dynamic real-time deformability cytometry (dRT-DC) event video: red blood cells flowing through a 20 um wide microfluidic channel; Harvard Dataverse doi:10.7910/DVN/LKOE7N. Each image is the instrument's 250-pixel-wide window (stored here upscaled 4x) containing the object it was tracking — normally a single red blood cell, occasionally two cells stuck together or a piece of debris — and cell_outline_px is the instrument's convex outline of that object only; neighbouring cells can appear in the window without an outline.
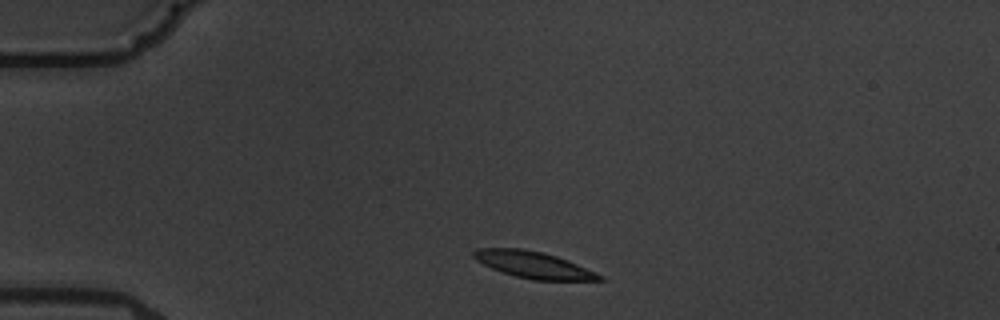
{"species": "common noctule bat (a hibernating species)", "species_latin": "Nyctalus noctula", "temperature_condition": "warm", "stored_images_in_passage": 6, "camera_frame_rate_fps": 3000, "um_per_image_px": 0.085, "animal": {"sex": "male", "body_mass_g": 19.5, "forearm_length_mm": 54.6}, "frame": {"image": 1, "passage_image": 1, "time_ms": 0.0, "image_size_px": [1000, 320], "cell_outline_px": [[608, 280], [532, 280], [516, 276], [492, 268], [476, 260], [472, 256], [472, 252], [476, 248], [520, 248], [544, 252], [568, 260], [596, 272], [604, 276]], "centroid_in_image_um": [45.37, 22.5], "position_along_channel_um": 39.6, "area_um2": 19.54}}
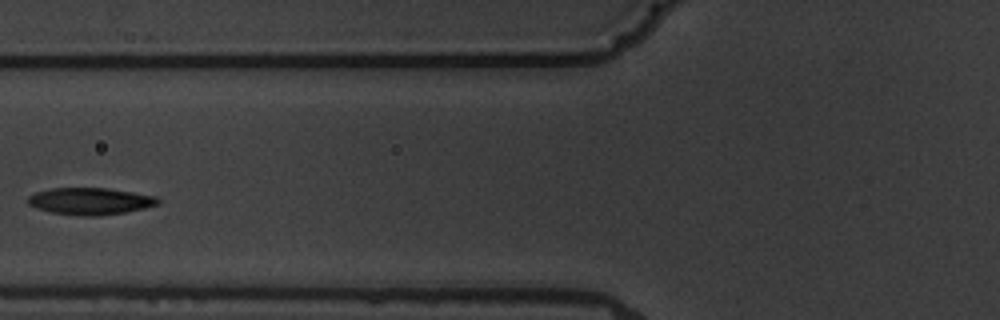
{"frame": {"image": 2, "passage_image": 4, "time_ms": 3.333, "image_size_px": [1000, 320], "cell_outline_px": [[160, 204], [144, 208], [124, 212], [100, 216], [80, 216], [52, 212], [36, 208], [28, 204], [28, 196], [36, 192], [48, 188], [108, 188], [156, 196], [160, 200]], "centroid_in_image_um": [7.67, 17.1], "position_along_channel_um": 118.1, "area_um2": 20.46}}
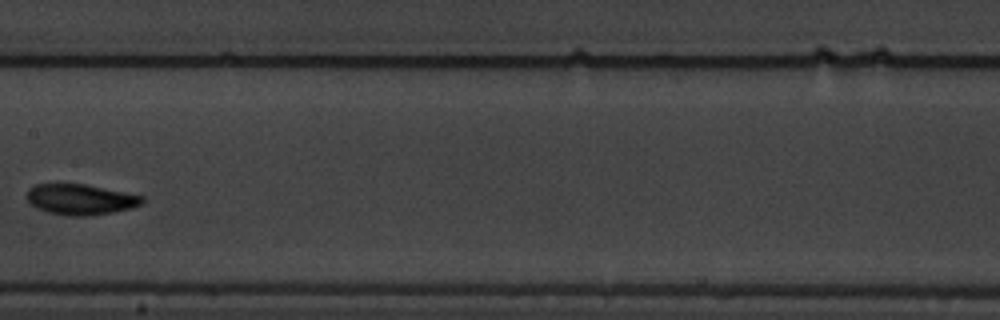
{"frame": {"image": 3, "passage_image": 6, "time_ms": 5.667, "image_size_px": [1000, 320], "cell_outline_px": [[144, 200], [140, 204], [128, 208], [112, 212], [88, 216], [64, 216], [48, 212], [36, 208], [28, 200], [28, 192], [36, 184], [84, 184], [144, 196]], "centroid_in_image_um": [6.84, 16.96], "position_along_channel_um": 200.6, "area_um2": 20.23}}